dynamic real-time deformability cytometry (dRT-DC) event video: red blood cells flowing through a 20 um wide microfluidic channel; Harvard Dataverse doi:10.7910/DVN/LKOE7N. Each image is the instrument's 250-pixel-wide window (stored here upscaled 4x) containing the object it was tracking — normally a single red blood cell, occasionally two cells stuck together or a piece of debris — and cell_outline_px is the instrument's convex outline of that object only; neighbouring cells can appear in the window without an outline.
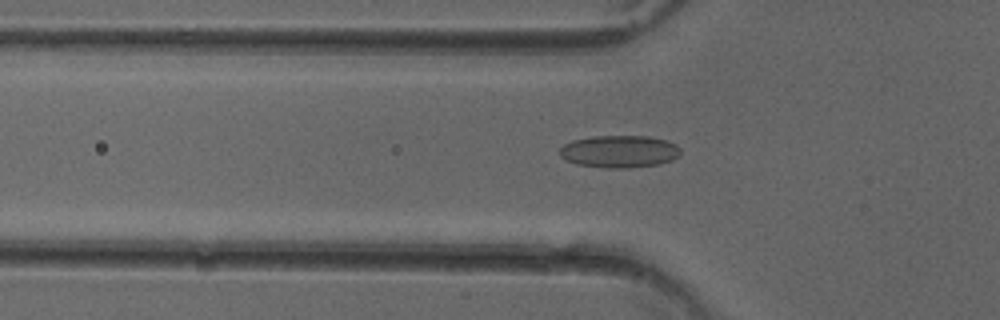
{"species": "common noctule bat (a hibernating species)", "species_latin": "Nyctalus noctula", "temperature_condition": "cold", "stored_images_in_passage": 51, "camera_frame_rate_fps": 3000, "um_per_image_px": 0.085, "animal": {"sex": "female"}, "frame": {"image": 1, "passage_image": 17, "time_ms": 5.333, "image_size_px": [1000, 320], "cell_outline_px": [[680, 152], [672, 160], [660, 164], [628, 168], [608, 168], [576, 164], [560, 156], [560, 148], [564, 144], [572, 140], [592, 136], [648, 136], [668, 140], [676, 144], [680, 148]], "centroid_in_image_um": [52.65, 12.87], "position_along_channel_um": 73.1, "area_um2": 22.83}}
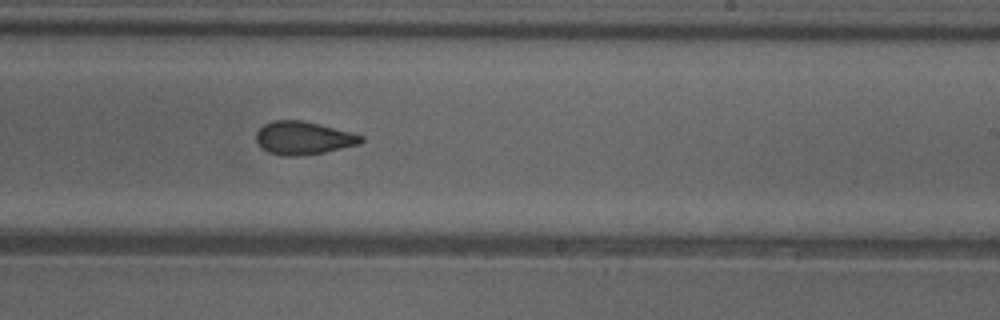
{"frame": {"image": 2, "passage_image": 31, "time_ms": 10.0, "image_size_px": [1000, 320], "cell_outline_px": [[364, 140], [360, 144], [324, 152], [296, 156], [280, 156], [268, 152], [260, 148], [256, 140], [256, 132], [264, 124], [272, 120], [300, 120], [320, 124], [352, 132], [364, 136]], "centroid_in_image_um": [25.77, 11.73], "position_along_channel_um": 263.2, "area_um2": 20.4}}
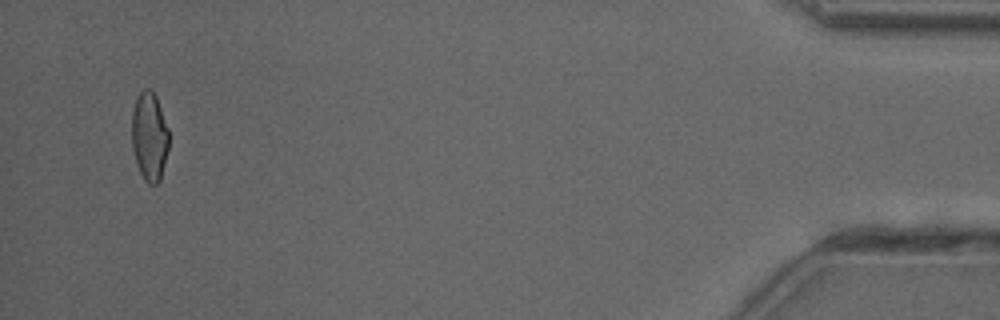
{"frame": {"image": 3, "passage_image": 49, "time_ms": 16.0, "image_size_px": [1000, 320], "cell_outline_px": [[168, 148], [160, 180], [156, 184], [148, 184], [144, 180], [140, 172], [132, 148], [132, 112], [136, 96], [144, 88], [152, 88], [156, 96], [168, 128]], "centroid_in_image_um": [12.69, 11.56], "position_along_channel_um": 422.5, "area_um2": 19.19}, "authors_computed_cell_mechanics": {"area_um2": 20.4034, "velocity_mm_per_s": 4.0554, "shape_relaxation_time_tau1_ms": null, "shape_relaxation_time_tau2_ms": 1.9739, "deformation_change_tau1": null, "deformation_change_tau2": 0.0945}}